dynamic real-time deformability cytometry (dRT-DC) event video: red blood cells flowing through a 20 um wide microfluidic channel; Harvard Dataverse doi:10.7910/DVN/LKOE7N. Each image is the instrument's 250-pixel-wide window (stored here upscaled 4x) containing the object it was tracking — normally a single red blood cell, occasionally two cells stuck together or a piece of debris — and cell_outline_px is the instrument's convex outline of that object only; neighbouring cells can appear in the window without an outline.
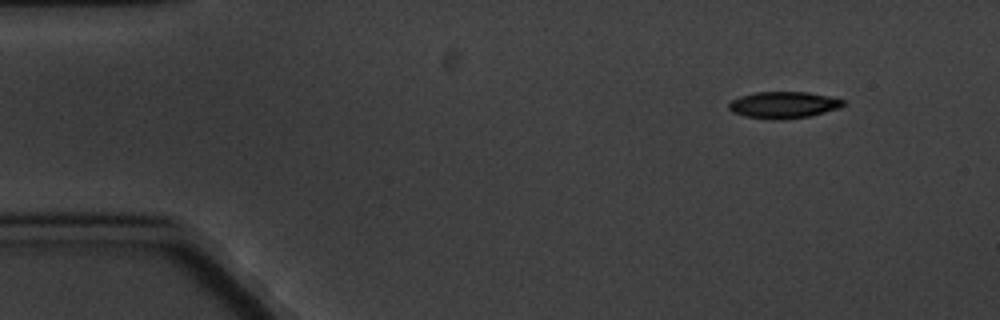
{"species": "common noctule bat (a hibernating species)", "species_latin": "Nyctalus noctula", "temperature_condition": "cold", "stored_images_in_passage": 10, "camera_frame_rate_fps": 3000, "um_per_image_px": 0.085, "animal": {"sex": "male", "body_mass_g": 20.1, "forearm_length_mm": 53.5}, "frame": {"image": 1, "passage_image": 1, "time_ms": 0.0, "image_size_px": [1000, 320], "cell_outline_px": [[848, 104], [840, 108], [808, 116], [784, 120], [772, 120], [744, 116], [732, 112], [728, 108], [728, 104], [732, 100], [740, 96], [756, 92], [808, 92], [828, 96], [844, 100]], "centroid_in_image_um": [66.6, 8.92], "position_along_channel_um": 18.4, "area_um2": 17.92}}
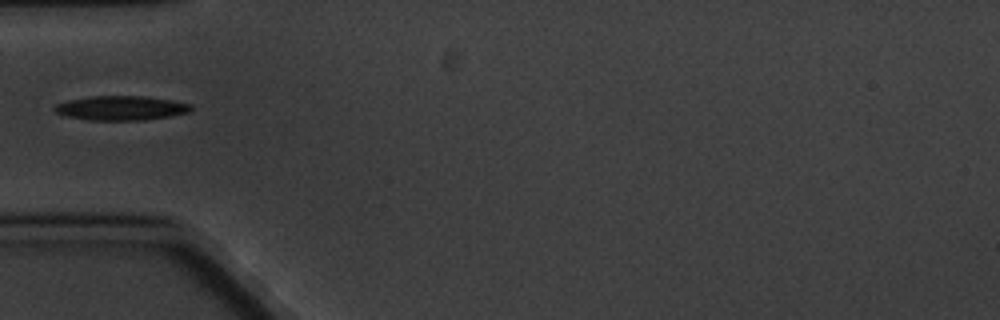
{"frame": {"image": 2, "passage_image": 4, "time_ms": 4.333, "image_size_px": [1000, 320], "cell_outline_px": [[192, 108], [188, 112], [172, 116], [144, 120], [88, 120], [64, 116], [56, 112], [52, 108], [56, 104], [68, 100], [92, 96], [144, 96], [172, 100], [192, 104]], "centroid_in_image_um": [10.28, 9.18], "position_along_channel_um": 74.7, "area_um2": 19.48}}
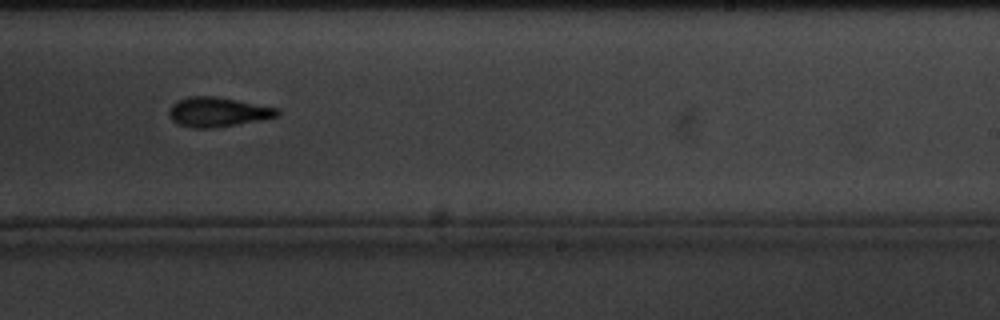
{"frame": {"image": 3, "passage_image": 9, "time_ms": 10.333, "image_size_px": [1000, 320], "cell_outline_px": [[280, 116], [260, 120], [212, 128], [192, 128], [180, 124], [172, 120], [168, 116], [168, 112], [172, 104], [176, 100], [188, 96], [216, 96], [280, 108]], "centroid_in_image_um": [18.51, 9.51], "position_along_channel_um": 270.5, "area_um2": 18.79}}